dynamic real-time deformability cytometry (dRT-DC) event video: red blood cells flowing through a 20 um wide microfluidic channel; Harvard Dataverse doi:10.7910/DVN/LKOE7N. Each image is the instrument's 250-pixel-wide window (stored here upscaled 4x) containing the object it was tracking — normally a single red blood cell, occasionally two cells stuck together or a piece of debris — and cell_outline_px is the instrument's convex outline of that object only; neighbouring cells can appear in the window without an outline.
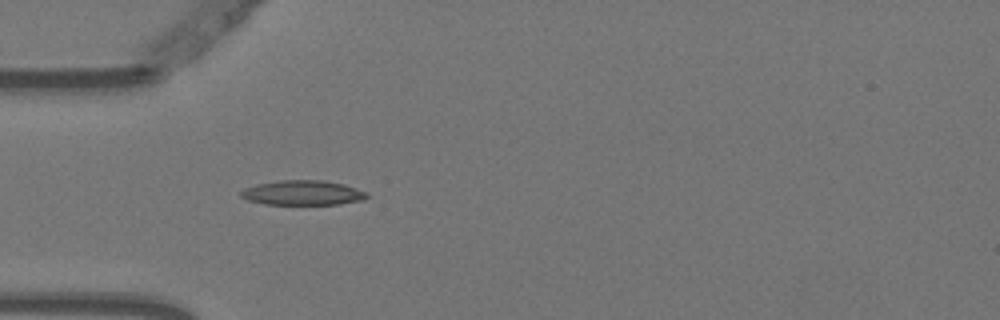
{"species": "Egyptian fruit bat (a non-hibernating species)", "species_latin": "Rousettus aegyptiacus", "temperature_condition": "warm", "stored_images_in_passage": 5, "camera_frame_rate_fps": 3000, "um_per_image_px": 0.085, "animal": {"sex": "female"}, "frame": {"image": 1, "passage_image": 5, "time_ms": 1.333, "image_size_px": [1000, 320], "cell_outline_px": [[368, 196], [364, 200], [340, 204], [264, 204], [248, 200], [240, 196], [240, 192], [244, 188], [256, 184], [280, 180], [324, 180], [344, 184], [356, 188], [364, 192]], "centroid_in_image_um": [25.71, 16.38], "position_along_channel_um": 59.3, "area_um2": 18.15}}